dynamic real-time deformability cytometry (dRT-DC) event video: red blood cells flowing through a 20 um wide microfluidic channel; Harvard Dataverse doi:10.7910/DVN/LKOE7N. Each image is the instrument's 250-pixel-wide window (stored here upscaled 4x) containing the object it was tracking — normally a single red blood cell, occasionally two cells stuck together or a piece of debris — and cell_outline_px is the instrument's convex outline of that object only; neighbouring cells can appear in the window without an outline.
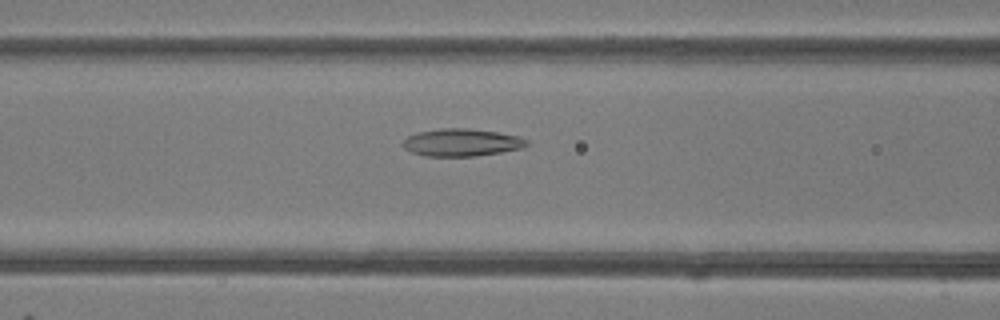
{"species": "common noctule bat (a hibernating species)", "species_latin": "Nyctalus noctula", "temperature_condition": "room temperature", "stored_images_in_passage": 40, "camera_frame_rate_fps": 3000, "um_per_image_px": 0.085, "animal": {"sex": "female"}, "frame": {"image": 1, "passage_image": 11, "time_ms": 3.333, "image_size_px": [1000, 320], "cell_outline_px": [[528, 144], [524, 148], [476, 156], [424, 156], [412, 152], [404, 148], [404, 140], [408, 136], [420, 132], [440, 128], [468, 128], [496, 132], [520, 136], [528, 140]], "centroid_in_image_um": [39.28, 12.11], "position_along_channel_um": 127.3, "area_um2": 19.77}}
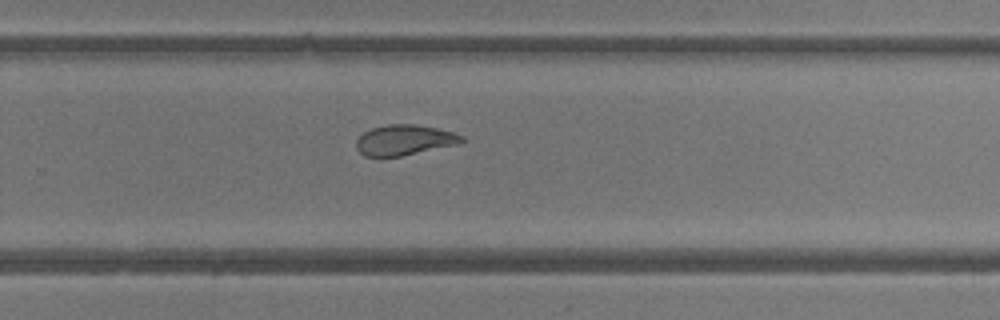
{"frame": {"image": 2, "passage_image": 23, "time_ms": 7.333, "image_size_px": [1000, 320], "cell_outline_px": [[464, 140], [460, 144], [400, 156], [364, 156], [356, 148], [356, 140], [364, 132], [372, 128], [388, 124], [416, 124], [436, 128], [452, 132], [464, 136]], "centroid_in_image_um": [34.39, 11.9], "position_along_channel_um": 295.4, "area_um2": 18.61}}
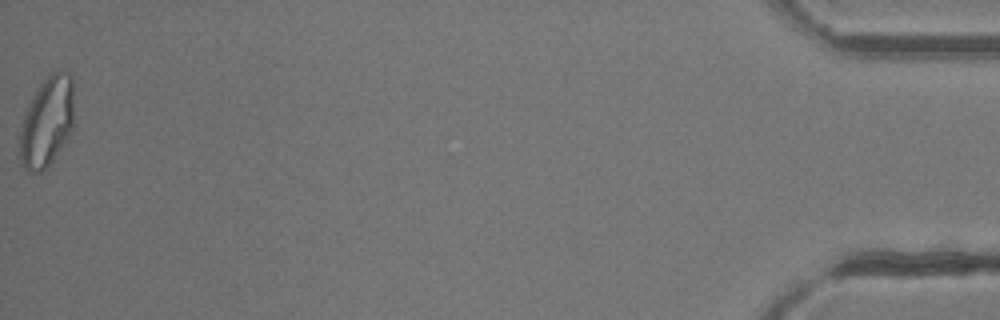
{"frame": {"image": 3, "passage_image": 40, "time_ms": 13.0, "image_size_px": [1000, 320], "cell_outline_px": [[76, 124], [72, 132], [48, 164], [40, 172], [28, 172], [20, 164], [20, 132], [24, 116], [40, 84], [48, 72], [60, 68], [68, 72], [72, 76]], "centroid_in_image_um": [4.05, 10.28], "position_along_channel_um": 431.1, "area_um2": 28.9}, "authors_computed_cell_mechanics": {"area_um2": 20.23, "velocity_mm_per_s": 4.2157, "shape_relaxation_time_tau1_ms": null, "shape_relaxation_time_tau2_ms": 1.4423, "deformation_change_tau1": null, "deformation_change_tau2": 0.0869}}